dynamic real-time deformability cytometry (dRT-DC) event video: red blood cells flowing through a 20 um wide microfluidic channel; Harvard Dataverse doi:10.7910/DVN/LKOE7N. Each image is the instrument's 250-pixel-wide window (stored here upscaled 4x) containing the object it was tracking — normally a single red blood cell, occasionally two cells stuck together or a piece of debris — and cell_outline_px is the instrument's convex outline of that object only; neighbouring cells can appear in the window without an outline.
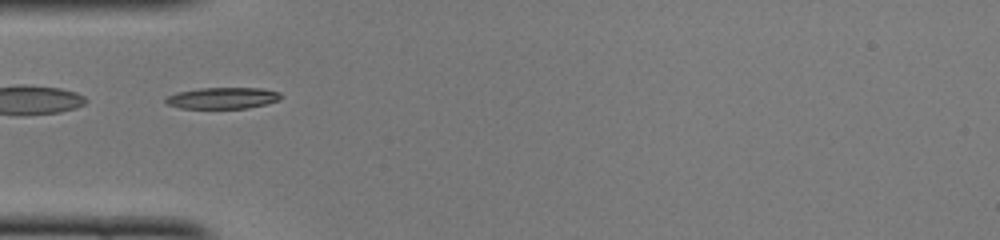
{"species": "common noctule bat (a hibernating species)", "species_latin": "Nyctalus noctula", "temperature_condition": "cold", "stored_images_in_passage": 34, "camera_frame_rate_fps": 3000, "um_per_image_px": 0.085, "animal": {"sex": "female", "body_mass_g": 22.0, "forearm_length_mm": 56.7}, "frame": {"image": 1, "passage_image": 1, "time_ms": 0.0, "image_size_px": [1000, 240], "cell_outline_px": [[280, 100], [268, 104], [248, 108], [180, 108], [164, 104], [164, 96], [176, 92], [200, 88], [264, 88], [280, 92]], "centroid_in_image_um": [18.88, 8.33], "position_along_channel_um": 66.1, "area_um2": 14.62}, "authors_computed_cell_mechanics": {"area_um2": 14.739, "velocity_mm_per_s": 3.9934, "shape_relaxation_time_tau1_ms": 3.3466, "shape_relaxation_time_tau2_ms": 3.0314, "deformation_change_tau1": 0.1721, "deformation_change_tau2": 0.0549}}